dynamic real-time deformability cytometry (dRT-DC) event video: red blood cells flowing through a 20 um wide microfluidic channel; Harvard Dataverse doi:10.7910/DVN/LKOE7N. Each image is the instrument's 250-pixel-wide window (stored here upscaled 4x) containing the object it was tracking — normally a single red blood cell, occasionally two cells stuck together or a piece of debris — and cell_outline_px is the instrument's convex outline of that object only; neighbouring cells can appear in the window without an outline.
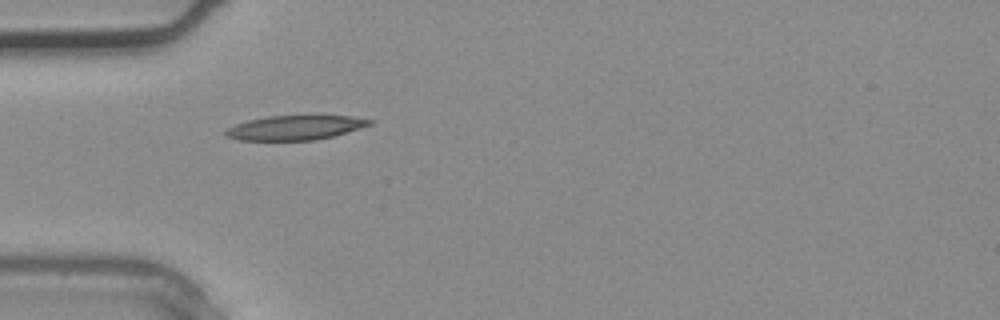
{"species": "common noctule bat (a hibernating species)", "species_latin": "Nyctalus noctula", "temperature_condition": "warm", "stored_images_in_passage": 1, "camera_frame_rate_fps": 3000, "um_per_image_px": 0.085, "animal": {"sex": "male", "body_mass_g": 20.4}, "frame": {"image": 1, "passage_image": 1, "time_ms": 0.0, "image_size_px": [1000, 320], "cell_outline_px": [[376, 120], [372, 124], [332, 136], [316, 140], [240, 140], [224, 136], [224, 132], [228, 128], [236, 124], [248, 120], [268, 116], [348, 116]], "centroid_in_image_um": [25.06, 10.85], "position_along_channel_um": 59.9, "area_um2": 20.29}}